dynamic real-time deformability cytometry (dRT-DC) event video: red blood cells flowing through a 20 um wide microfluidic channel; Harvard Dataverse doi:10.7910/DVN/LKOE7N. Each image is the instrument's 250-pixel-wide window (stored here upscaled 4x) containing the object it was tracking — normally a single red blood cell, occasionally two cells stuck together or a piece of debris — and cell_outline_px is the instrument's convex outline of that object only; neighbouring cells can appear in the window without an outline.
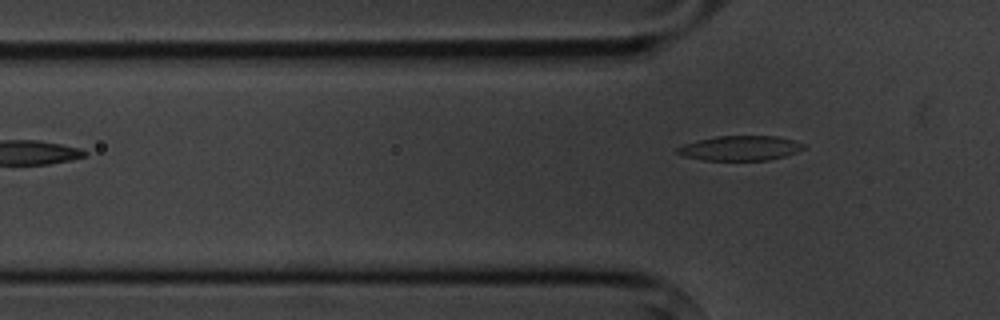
{"species": "common noctule bat (a hibernating species)", "species_latin": "Nyctalus noctula", "temperature_condition": "cold", "stored_images_in_passage": 5, "camera_frame_rate_fps": 3000, "um_per_image_px": 0.085, "animal": {"sex": "male", "body_mass_g": 20.1, "forearm_length_mm": 53.5}, "frame": {"image": 1, "passage_image": 5, "time_ms": 4.667, "image_size_px": [1000, 320], "cell_outline_px": [[804, 148], [796, 152], [784, 156], [768, 160], [704, 160], [684, 156], [676, 152], [676, 148], [684, 144], [696, 140], [716, 136], [780, 136], [804, 144]], "centroid_in_image_um": [62.89, 12.58], "position_along_channel_um": 62.9, "area_um2": 18.15}}